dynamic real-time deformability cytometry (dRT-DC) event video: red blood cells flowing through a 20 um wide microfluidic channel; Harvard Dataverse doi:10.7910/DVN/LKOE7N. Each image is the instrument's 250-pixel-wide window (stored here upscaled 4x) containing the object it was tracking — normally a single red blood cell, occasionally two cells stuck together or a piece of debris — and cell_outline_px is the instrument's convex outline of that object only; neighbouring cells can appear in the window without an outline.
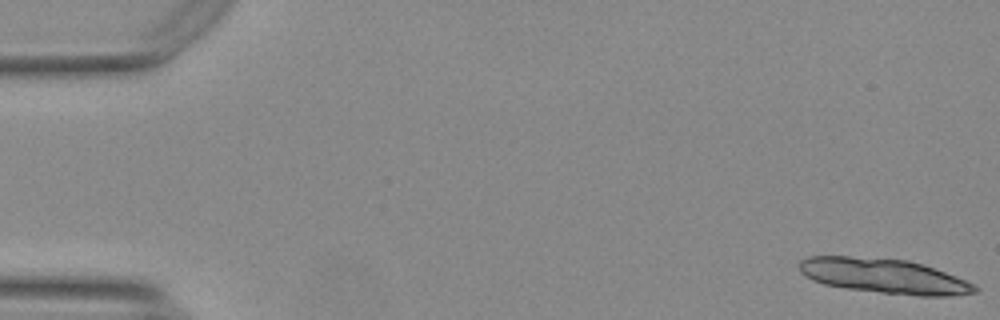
{"species": "Egyptian fruit bat (a non-hibernating species)", "species_latin": "Rousettus aegyptiacus", "temperature_condition": "warm", "stored_images_in_passage": 15, "camera_frame_rate_fps": 3000, "um_per_image_px": 0.085, "animal": {"sex": "female"}, "frame": {"image": 1, "passage_image": 1, "time_ms": 0.0, "image_size_px": [1000, 320], "cell_outline_px": [[980, 288], [976, 292], [948, 296], [920, 296], [880, 292], [848, 288], [824, 284], [812, 280], [800, 272], [796, 264], [800, 260], [808, 256], [848, 256], [908, 260], [924, 264], [976, 284]], "centroid_in_image_um": [75.13, 23.45], "position_along_channel_um": 9.9, "area_um2": 35.66}}